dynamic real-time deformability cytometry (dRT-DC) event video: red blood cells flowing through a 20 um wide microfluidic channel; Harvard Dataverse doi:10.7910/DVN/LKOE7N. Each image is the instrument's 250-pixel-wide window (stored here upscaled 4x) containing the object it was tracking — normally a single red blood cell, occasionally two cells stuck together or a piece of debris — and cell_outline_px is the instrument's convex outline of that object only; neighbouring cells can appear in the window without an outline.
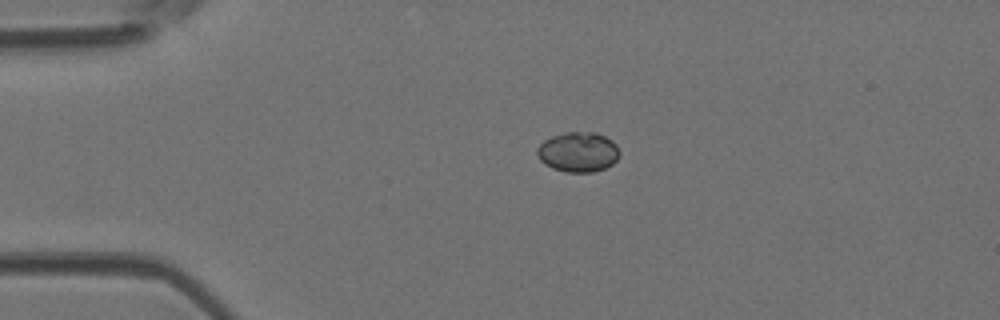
{"species": "Egyptian fruit bat (a non-hibernating species)", "species_latin": "Rousettus aegyptiacus", "temperature_condition": "room temperature", "stored_images_in_passage": 2, "camera_frame_rate_fps": 3000, "um_per_image_px": 0.085, "animal": {"sex": "female"}, "frame": {"image": 1, "passage_image": 1, "time_ms": 0.0, "image_size_px": [1000, 320], "cell_outline_px": [[620, 156], [612, 164], [604, 168], [592, 172], [568, 172], [552, 168], [544, 164], [540, 160], [536, 152], [536, 148], [544, 140], [552, 136], [568, 132], [596, 132], [612, 140], [616, 144], [620, 152]], "centroid_in_image_um": [49.14, 12.92], "position_along_channel_um": 35.9, "area_um2": 19.25}}